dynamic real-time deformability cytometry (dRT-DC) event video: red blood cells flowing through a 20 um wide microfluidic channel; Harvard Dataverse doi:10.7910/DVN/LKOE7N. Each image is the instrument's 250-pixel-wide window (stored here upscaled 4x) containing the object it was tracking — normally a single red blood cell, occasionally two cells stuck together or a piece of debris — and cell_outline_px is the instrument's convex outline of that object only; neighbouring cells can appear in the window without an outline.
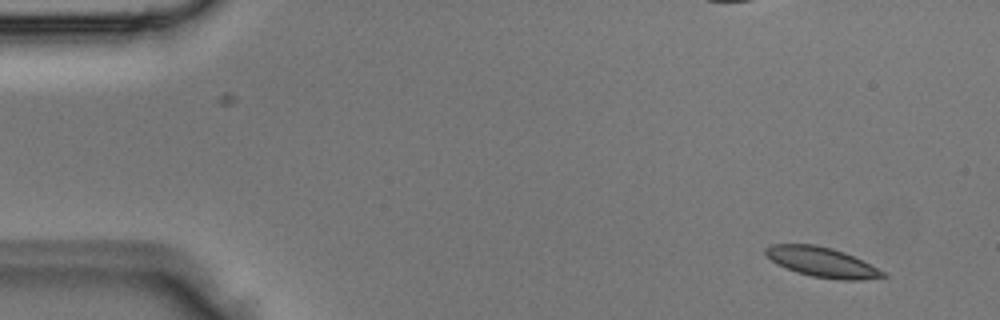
{"species": "Egyptian fruit bat (a non-hibernating species)", "species_latin": "Rousettus aegyptiacus", "temperature_condition": "room temperature", "stored_images_in_passage": 3, "camera_frame_rate_fps": 3000, "um_per_image_px": 0.085, "animal": {"sex": "male"}, "frame": {"image": 1, "passage_image": 1, "time_ms": 0.0, "image_size_px": [1000, 320], "cell_outline_px": [[888, 276], [860, 280], [840, 280], [812, 276], [796, 272], [776, 264], [764, 252], [764, 248], [772, 244], [816, 244], [832, 248], [844, 252], [884, 272]], "centroid_in_image_um": [69.82, 22.27], "position_along_channel_um": 15.2, "area_um2": 20.17}}